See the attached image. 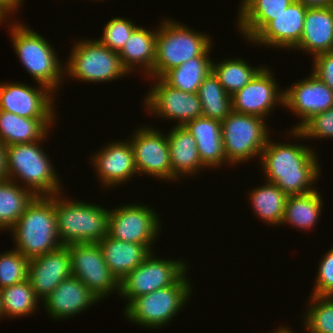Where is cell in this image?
I'll use <instances>...</instances> for the list:
<instances>
[{
    "mask_svg": "<svg viewBox=\"0 0 333 333\" xmlns=\"http://www.w3.org/2000/svg\"><path fill=\"white\" fill-rule=\"evenodd\" d=\"M269 139L260 157L266 182L275 184L287 195L316 190L312 185L321 175L316 152L302 144L273 143Z\"/></svg>",
    "mask_w": 333,
    "mask_h": 333,
    "instance_id": "6da1fadb",
    "label": "cell"
},
{
    "mask_svg": "<svg viewBox=\"0 0 333 333\" xmlns=\"http://www.w3.org/2000/svg\"><path fill=\"white\" fill-rule=\"evenodd\" d=\"M9 230L14 236L15 249L28 259L63 246L57 232L54 195L35 196Z\"/></svg>",
    "mask_w": 333,
    "mask_h": 333,
    "instance_id": "7a4b0ae2",
    "label": "cell"
},
{
    "mask_svg": "<svg viewBox=\"0 0 333 333\" xmlns=\"http://www.w3.org/2000/svg\"><path fill=\"white\" fill-rule=\"evenodd\" d=\"M62 195H54L57 232L62 245L99 243L109 235L110 210L94 203L63 199Z\"/></svg>",
    "mask_w": 333,
    "mask_h": 333,
    "instance_id": "3957f363",
    "label": "cell"
},
{
    "mask_svg": "<svg viewBox=\"0 0 333 333\" xmlns=\"http://www.w3.org/2000/svg\"><path fill=\"white\" fill-rule=\"evenodd\" d=\"M40 142L6 146L7 179L22 181L35 196L61 193L63 186Z\"/></svg>",
    "mask_w": 333,
    "mask_h": 333,
    "instance_id": "277c9868",
    "label": "cell"
},
{
    "mask_svg": "<svg viewBox=\"0 0 333 333\" xmlns=\"http://www.w3.org/2000/svg\"><path fill=\"white\" fill-rule=\"evenodd\" d=\"M189 28L169 19L161 23L157 29L156 60L151 78H161L168 70L192 58L209 56L212 39Z\"/></svg>",
    "mask_w": 333,
    "mask_h": 333,
    "instance_id": "5b68a950",
    "label": "cell"
},
{
    "mask_svg": "<svg viewBox=\"0 0 333 333\" xmlns=\"http://www.w3.org/2000/svg\"><path fill=\"white\" fill-rule=\"evenodd\" d=\"M15 22L9 30L13 48L20 62L38 85H44L56 92L64 79L62 77L64 67L58 60L54 48L41 34L22 23Z\"/></svg>",
    "mask_w": 333,
    "mask_h": 333,
    "instance_id": "8992f818",
    "label": "cell"
},
{
    "mask_svg": "<svg viewBox=\"0 0 333 333\" xmlns=\"http://www.w3.org/2000/svg\"><path fill=\"white\" fill-rule=\"evenodd\" d=\"M192 287L186 273L173 285L134 298L126 304L124 316L151 329L161 328L181 311L190 299ZM184 305V306H183Z\"/></svg>",
    "mask_w": 333,
    "mask_h": 333,
    "instance_id": "52a82bcc",
    "label": "cell"
},
{
    "mask_svg": "<svg viewBox=\"0 0 333 333\" xmlns=\"http://www.w3.org/2000/svg\"><path fill=\"white\" fill-rule=\"evenodd\" d=\"M65 65L64 73L72 79L84 82H106L127 76L129 73L117 52L104 46L99 40H80L75 43Z\"/></svg>",
    "mask_w": 333,
    "mask_h": 333,
    "instance_id": "ba28073f",
    "label": "cell"
},
{
    "mask_svg": "<svg viewBox=\"0 0 333 333\" xmlns=\"http://www.w3.org/2000/svg\"><path fill=\"white\" fill-rule=\"evenodd\" d=\"M266 119L232 111L222 122L225 156L230 164L243 163L261 156L269 138Z\"/></svg>",
    "mask_w": 333,
    "mask_h": 333,
    "instance_id": "9c48e42d",
    "label": "cell"
},
{
    "mask_svg": "<svg viewBox=\"0 0 333 333\" xmlns=\"http://www.w3.org/2000/svg\"><path fill=\"white\" fill-rule=\"evenodd\" d=\"M186 266L183 260H162L151 252L120 281L119 297L128 299L129 304L136 297L173 285L187 272Z\"/></svg>",
    "mask_w": 333,
    "mask_h": 333,
    "instance_id": "30bf717a",
    "label": "cell"
},
{
    "mask_svg": "<svg viewBox=\"0 0 333 333\" xmlns=\"http://www.w3.org/2000/svg\"><path fill=\"white\" fill-rule=\"evenodd\" d=\"M71 255L72 275L77 277L96 297L105 299L112 292H120V282L105 263L98 243L67 245Z\"/></svg>",
    "mask_w": 333,
    "mask_h": 333,
    "instance_id": "8fae6325",
    "label": "cell"
},
{
    "mask_svg": "<svg viewBox=\"0 0 333 333\" xmlns=\"http://www.w3.org/2000/svg\"><path fill=\"white\" fill-rule=\"evenodd\" d=\"M121 206L110 210L109 236L120 241L143 244L153 252L151 244L161 229L158 214L146 205L132 203Z\"/></svg>",
    "mask_w": 333,
    "mask_h": 333,
    "instance_id": "7c38bea8",
    "label": "cell"
},
{
    "mask_svg": "<svg viewBox=\"0 0 333 333\" xmlns=\"http://www.w3.org/2000/svg\"><path fill=\"white\" fill-rule=\"evenodd\" d=\"M150 92L145 96L144 106L151 114L175 120V126H185L202 116V106L197 93L184 92L171 87L161 78H153Z\"/></svg>",
    "mask_w": 333,
    "mask_h": 333,
    "instance_id": "4fadbf2b",
    "label": "cell"
},
{
    "mask_svg": "<svg viewBox=\"0 0 333 333\" xmlns=\"http://www.w3.org/2000/svg\"><path fill=\"white\" fill-rule=\"evenodd\" d=\"M129 140L133 152L136 170L157 179H172V166L169 154V144L161 131L149 127H141Z\"/></svg>",
    "mask_w": 333,
    "mask_h": 333,
    "instance_id": "5bb4252c",
    "label": "cell"
},
{
    "mask_svg": "<svg viewBox=\"0 0 333 333\" xmlns=\"http://www.w3.org/2000/svg\"><path fill=\"white\" fill-rule=\"evenodd\" d=\"M37 88L25 83H0V110L27 118H56L53 91L41 84Z\"/></svg>",
    "mask_w": 333,
    "mask_h": 333,
    "instance_id": "9a60e30c",
    "label": "cell"
},
{
    "mask_svg": "<svg viewBox=\"0 0 333 333\" xmlns=\"http://www.w3.org/2000/svg\"><path fill=\"white\" fill-rule=\"evenodd\" d=\"M273 76L267 67H263L243 89L232 95V111L267 119L265 117L273 107L284 106V91L278 90Z\"/></svg>",
    "mask_w": 333,
    "mask_h": 333,
    "instance_id": "2e32d148",
    "label": "cell"
},
{
    "mask_svg": "<svg viewBox=\"0 0 333 333\" xmlns=\"http://www.w3.org/2000/svg\"><path fill=\"white\" fill-rule=\"evenodd\" d=\"M284 106L302 120L292 127L299 130L313 116L333 107V91L312 72L284 91Z\"/></svg>",
    "mask_w": 333,
    "mask_h": 333,
    "instance_id": "e0dca14e",
    "label": "cell"
},
{
    "mask_svg": "<svg viewBox=\"0 0 333 333\" xmlns=\"http://www.w3.org/2000/svg\"><path fill=\"white\" fill-rule=\"evenodd\" d=\"M70 276L72 266L68 246L63 245L57 250L29 259L27 279L40 300L45 299Z\"/></svg>",
    "mask_w": 333,
    "mask_h": 333,
    "instance_id": "ac0fdd59",
    "label": "cell"
},
{
    "mask_svg": "<svg viewBox=\"0 0 333 333\" xmlns=\"http://www.w3.org/2000/svg\"><path fill=\"white\" fill-rule=\"evenodd\" d=\"M307 6L294 0L276 19L270 21L252 40L257 45L294 49L301 40ZM259 43V44H258Z\"/></svg>",
    "mask_w": 333,
    "mask_h": 333,
    "instance_id": "d6986e66",
    "label": "cell"
},
{
    "mask_svg": "<svg viewBox=\"0 0 333 333\" xmlns=\"http://www.w3.org/2000/svg\"><path fill=\"white\" fill-rule=\"evenodd\" d=\"M93 156L91 160L104 187H115L138 175L129 140L111 142Z\"/></svg>",
    "mask_w": 333,
    "mask_h": 333,
    "instance_id": "ffe728a7",
    "label": "cell"
},
{
    "mask_svg": "<svg viewBox=\"0 0 333 333\" xmlns=\"http://www.w3.org/2000/svg\"><path fill=\"white\" fill-rule=\"evenodd\" d=\"M97 297L75 276L64 279L45 299L43 306L55 320L66 319L83 312Z\"/></svg>",
    "mask_w": 333,
    "mask_h": 333,
    "instance_id": "44dd1931",
    "label": "cell"
},
{
    "mask_svg": "<svg viewBox=\"0 0 333 333\" xmlns=\"http://www.w3.org/2000/svg\"><path fill=\"white\" fill-rule=\"evenodd\" d=\"M294 49L313 57L333 51V6L307 8L301 40Z\"/></svg>",
    "mask_w": 333,
    "mask_h": 333,
    "instance_id": "7402d4cb",
    "label": "cell"
},
{
    "mask_svg": "<svg viewBox=\"0 0 333 333\" xmlns=\"http://www.w3.org/2000/svg\"><path fill=\"white\" fill-rule=\"evenodd\" d=\"M184 127L195 138L205 168L215 169L223 163H229L224 152L221 121L201 116L189 121Z\"/></svg>",
    "mask_w": 333,
    "mask_h": 333,
    "instance_id": "603a6c76",
    "label": "cell"
},
{
    "mask_svg": "<svg viewBox=\"0 0 333 333\" xmlns=\"http://www.w3.org/2000/svg\"><path fill=\"white\" fill-rule=\"evenodd\" d=\"M55 118H27L0 110V140L5 146L43 141Z\"/></svg>",
    "mask_w": 333,
    "mask_h": 333,
    "instance_id": "cb8c5ba5",
    "label": "cell"
},
{
    "mask_svg": "<svg viewBox=\"0 0 333 333\" xmlns=\"http://www.w3.org/2000/svg\"><path fill=\"white\" fill-rule=\"evenodd\" d=\"M98 244L106 265L119 282L151 253L143 244L116 240L109 235Z\"/></svg>",
    "mask_w": 333,
    "mask_h": 333,
    "instance_id": "d4e9b609",
    "label": "cell"
},
{
    "mask_svg": "<svg viewBox=\"0 0 333 333\" xmlns=\"http://www.w3.org/2000/svg\"><path fill=\"white\" fill-rule=\"evenodd\" d=\"M172 166V180L178 177L195 175L202 164L195 138L184 126H173L167 135ZM186 174V175H185Z\"/></svg>",
    "mask_w": 333,
    "mask_h": 333,
    "instance_id": "484cf974",
    "label": "cell"
},
{
    "mask_svg": "<svg viewBox=\"0 0 333 333\" xmlns=\"http://www.w3.org/2000/svg\"><path fill=\"white\" fill-rule=\"evenodd\" d=\"M294 0H242L237 25L250 41Z\"/></svg>",
    "mask_w": 333,
    "mask_h": 333,
    "instance_id": "4316f807",
    "label": "cell"
},
{
    "mask_svg": "<svg viewBox=\"0 0 333 333\" xmlns=\"http://www.w3.org/2000/svg\"><path fill=\"white\" fill-rule=\"evenodd\" d=\"M156 37V29L150 31L138 26L132 32L123 49L118 53L122 65L129 73L136 70L135 66H143L144 68L140 69H145L144 73L149 78L156 60Z\"/></svg>",
    "mask_w": 333,
    "mask_h": 333,
    "instance_id": "83f0119b",
    "label": "cell"
},
{
    "mask_svg": "<svg viewBox=\"0 0 333 333\" xmlns=\"http://www.w3.org/2000/svg\"><path fill=\"white\" fill-rule=\"evenodd\" d=\"M318 190L305 194L288 195L281 225L290 224L297 229L309 230L315 226L323 206Z\"/></svg>",
    "mask_w": 333,
    "mask_h": 333,
    "instance_id": "f1b7e54d",
    "label": "cell"
},
{
    "mask_svg": "<svg viewBox=\"0 0 333 333\" xmlns=\"http://www.w3.org/2000/svg\"><path fill=\"white\" fill-rule=\"evenodd\" d=\"M210 56L192 58L178 67L168 70L161 79L173 88L197 93L203 80L212 72Z\"/></svg>",
    "mask_w": 333,
    "mask_h": 333,
    "instance_id": "f546056e",
    "label": "cell"
},
{
    "mask_svg": "<svg viewBox=\"0 0 333 333\" xmlns=\"http://www.w3.org/2000/svg\"><path fill=\"white\" fill-rule=\"evenodd\" d=\"M252 190L249 194V200L255 214L259 216L258 218L267 222L268 225L275 226L278 224L279 226L288 195L270 182Z\"/></svg>",
    "mask_w": 333,
    "mask_h": 333,
    "instance_id": "4dcf8cb0",
    "label": "cell"
},
{
    "mask_svg": "<svg viewBox=\"0 0 333 333\" xmlns=\"http://www.w3.org/2000/svg\"><path fill=\"white\" fill-rule=\"evenodd\" d=\"M17 181L9 179L0 181V230L2 231L10 229L18 221L35 197L29 189L18 186Z\"/></svg>",
    "mask_w": 333,
    "mask_h": 333,
    "instance_id": "1f68e13d",
    "label": "cell"
},
{
    "mask_svg": "<svg viewBox=\"0 0 333 333\" xmlns=\"http://www.w3.org/2000/svg\"><path fill=\"white\" fill-rule=\"evenodd\" d=\"M198 97L202 106V116L223 121L232 112V96L211 72L201 83Z\"/></svg>",
    "mask_w": 333,
    "mask_h": 333,
    "instance_id": "d6a6232c",
    "label": "cell"
},
{
    "mask_svg": "<svg viewBox=\"0 0 333 333\" xmlns=\"http://www.w3.org/2000/svg\"><path fill=\"white\" fill-rule=\"evenodd\" d=\"M223 60L219 63L212 62V72L230 96L243 89L263 68L251 67L241 58Z\"/></svg>",
    "mask_w": 333,
    "mask_h": 333,
    "instance_id": "836d02e7",
    "label": "cell"
},
{
    "mask_svg": "<svg viewBox=\"0 0 333 333\" xmlns=\"http://www.w3.org/2000/svg\"><path fill=\"white\" fill-rule=\"evenodd\" d=\"M1 294L4 315L8 318L33 314L40 301L28 279L1 289Z\"/></svg>",
    "mask_w": 333,
    "mask_h": 333,
    "instance_id": "e575fe53",
    "label": "cell"
},
{
    "mask_svg": "<svg viewBox=\"0 0 333 333\" xmlns=\"http://www.w3.org/2000/svg\"><path fill=\"white\" fill-rule=\"evenodd\" d=\"M304 326L309 333H333V296L310 297Z\"/></svg>",
    "mask_w": 333,
    "mask_h": 333,
    "instance_id": "d590c367",
    "label": "cell"
},
{
    "mask_svg": "<svg viewBox=\"0 0 333 333\" xmlns=\"http://www.w3.org/2000/svg\"><path fill=\"white\" fill-rule=\"evenodd\" d=\"M29 259L17 249L0 254V289L24 282L28 277Z\"/></svg>",
    "mask_w": 333,
    "mask_h": 333,
    "instance_id": "8d00e7d4",
    "label": "cell"
},
{
    "mask_svg": "<svg viewBox=\"0 0 333 333\" xmlns=\"http://www.w3.org/2000/svg\"><path fill=\"white\" fill-rule=\"evenodd\" d=\"M137 27L129 19L120 17L112 18L104 26L103 36L97 40L110 50L119 53Z\"/></svg>",
    "mask_w": 333,
    "mask_h": 333,
    "instance_id": "74e56055",
    "label": "cell"
},
{
    "mask_svg": "<svg viewBox=\"0 0 333 333\" xmlns=\"http://www.w3.org/2000/svg\"><path fill=\"white\" fill-rule=\"evenodd\" d=\"M291 135L296 138H332L333 137V107L309 119L299 130L291 129Z\"/></svg>",
    "mask_w": 333,
    "mask_h": 333,
    "instance_id": "f35d334b",
    "label": "cell"
},
{
    "mask_svg": "<svg viewBox=\"0 0 333 333\" xmlns=\"http://www.w3.org/2000/svg\"><path fill=\"white\" fill-rule=\"evenodd\" d=\"M315 280V287L311 295L333 296V247L324 254L319 262Z\"/></svg>",
    "mask_w": 333,
    "mask_h": 333,
    "instance_id": "ab89813d",
    "label": "cell"
},
{
    "mask_svg": "<svg viewBox=\"0 0 333 333\" xmlns=\"http://www.w3.org/2000/svg\"><path fill=\"white\" fill-rule=\"evenodd\" d=\"M313 73L333 91V51L313 58Z\"/></svg>",
    "mask_w": 333,
    "mask_h": 333,
    "instance_id": "60d3db41",
    "label": "cell"
},
{
    "mask_svg": "<svg viewBox=\"0 0 333 333\" xmlns=\"http://www.w3.org/2000/svg\"><path fill=\"white\" fill-rule=\"evenodd\" d=\"M23 0H0V9L8 16L21 5Z\"/></svg>",
    "mask_w": 333,
    "mask_h": 333,
    "instance_id": "b9f144b4",
    "label": "cell"
},
{
    "mask_svg": "<svg viewBox=\"0 0 333 333\" xmlns=\"http://www.w3.org/2000/svg\"><path fill=\"white\" fill-rule=\"evenodd\" d=\"M7 179L6 146L0 140V181Z\"/></svg>",
    "mask_w": 333,
    "mask_h": 333,
    "instance_id": "7bdbcfd3",
    "label": "cell"
},
{
    "mask_svg": "<svg viewBox=\"0 0 333 333\" xmlns=\"http://www.w3.org/2000/svg\"><path fill=\"white\" fill-rule=\"evenodd\" d=\"M307 7L333 6V0H297Z\"/></svg>",
    "mask_w": 333,
    "mask_h": 333,
    "instance_id": "ee69618b",
    "label": "cell"
},
{
    "mask_svg": "<svg viewBox=\"0 0 333 333\" xmlns=\"http://www.w3.org/2000/svg\"><path fill=\"white\" fill-rule=\"evenodd\" d=\"M272 333H294V332H292L291 330H290V328H284L283 326H282V328L280 327V328H278V330L276 329L274 332H272Z\"/></svg>",
    "mask_w": 333,
    "mask_h": 333,
    "instance_id": "f6af8a7d",
    "label": "cell"
},
{
    "mask_svg": "<svg viewBox=\"0 0 333 333\" xmlns=\"http://www.w3.org/2000/svg\"><path fill=\"white\" fill-rule=\"evenodd\" d=\"M8 17V19H9V16H7L1 9H0V23L2 22H4L5 23V20H6V18Z\"/></svg>",
    "mask_w": 333,
    "mask_h": 333,
    "instance_id": "bcb514c9",
    "label": "cell"
},
{
    "mask_svg": "<svg viewBox=\"0 0 333 333\" xmlns=\"http://www.w3.org/2000/svg\"><path fill=\"white\" fill-rule=\"evenodd\" d=\"M0 317H5V316H4L3 306H2V294H1V289H0Z\"/></svg>",
    "mask_w": 333,
    "mask_h": 333,
    "instance_id": "7dc6e473",
    "label": "cell"
}]
</instances>
